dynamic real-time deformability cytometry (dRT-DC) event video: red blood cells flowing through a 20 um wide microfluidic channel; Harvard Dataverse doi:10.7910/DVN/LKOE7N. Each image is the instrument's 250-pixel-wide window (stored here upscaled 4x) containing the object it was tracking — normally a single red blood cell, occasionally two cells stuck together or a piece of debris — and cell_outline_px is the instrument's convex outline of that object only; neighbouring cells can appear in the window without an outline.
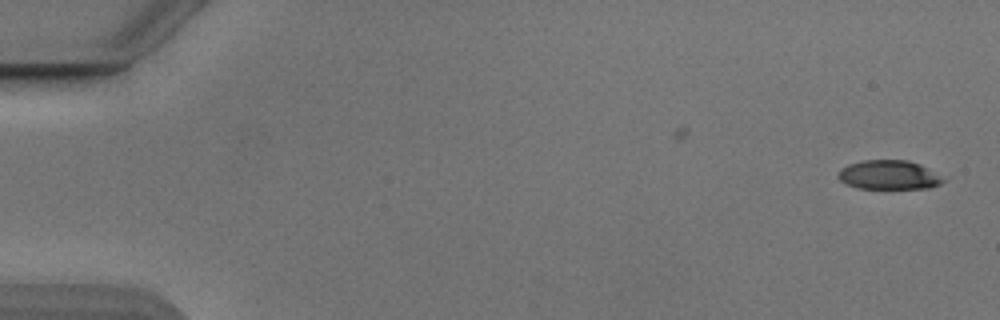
{"species": "Egyptian fruit bat (a non-hibernating species)", "species_latin": "Rousettus aegyptiacus", "temperature_condition": "cold", "stored_images_in_passage": 10, "camera_frame_rate_fps": 3000, "um_per_image_px": 0.085, "animal": {"sex": "male"}, "frame": {"image": 1, "passage_image": 1, "time_ms": 0.0, "image_size_px": [1000, 320], "cell_outline_px": [[948, 176], [940, 184], [928, 188], [856, 188], [844, 184], [836, 176], [840, 168], [848, 164], [864, 160], [908, 160], [920, 164]], "centroid_in_image_um": [75.59, 14.86], "position_along_channel_um": 9.4, "area_um2": 18.26}}